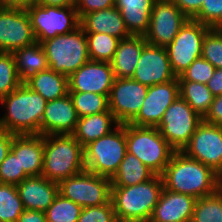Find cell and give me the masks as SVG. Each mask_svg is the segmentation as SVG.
Here are the masks:
<instances>
[{"label":"cell","instance_id":"obj_1","mask_svg":"<svg viewBox=\"0 0 222 222\" xmlns=\"http://www.w3.org/2000/svg\"><path fill=\"white\" fill-rule=\"evenodd\" d=\"M161 177L164 189L196 199L214 194L221 187L216 172L182 151L173 153Z\"/></svg>","mask_w":222,"mask_h":222},{"label":"cell","instance_id":"obj_2","mask_svg":"<svg viewBox=\"0 0 222 222\" xmlns=\"http://www.w3.org/2000/svg\"><path fill=\"white\" fill-rule=\"evenodd\" d=\"M47 101L39 93L21 84L0 100L4 108L0 128L15 135L40 134L41 121Z\"/></svg>","mask_w":222,"mask_h":222},{"label":"cell","instance_id":"obj_3","mask_svg":"<svg viewBox=\"0 0 222 222\" xmlns=\"http://www.w3.org/2000/svg\"><path fill=\"white\" fill-rule=\"evenodd\" d=\"M163 188L161 175L133 186H111V200L117 221H150Z\"/></svg>","mask_w":222,"mask_h":222},{"label":"cell","instance_id":"obj_4","mask_svg":"<svg viewBox=\"0 0 222 222\" xmlns=\"http://www.w3.org/2000/svg\"><path fill=\"white\" fill-rule=\"evenodd\" d=\"M84 147L72 134L44 135L42 175L60 183L85 171Z\"/></svg>","mask_w":222,"mask_h":222},{"label":"cell","instance_id":"obj_5","mask_svg":"<svg viewBox=\"0 0 222 222\" xmlns=\"http://www.w3.org/2000/svg\"><path fill=\"white\" fill-rule=\"evenodd\" d=\"M52 71L70 76L87 61V38L81 26L64 35H57L41 43Z\"/></svg>","mask_w":222,"mask_h":222},{"label":"cell","instance_id":"obj_6","mask_svg":"<svg viewBox=\"0 0 222 222\" xmlns=\"http://www.w3.org/2000/svg\"><path fill=\"white\" fill-rule=\"evenodd\" d=\"M127 152L135 155L156 175H161L175 150L156 127L126 123Z\"/></svg>","mask_w":222,"mask_h":222},{"label":"cell","instance_id":"obj_7","mask_svg":"<svg viewBox=\"0 0 222 222\" xmlns=\"http://www.w3.org/2000/svg\"><path fill=\"white\" fill-rule=\"evenodd\" d=\"M126 153V124H119L109 134L84 147L85 168L91 173L111 179Z\"/></svg>","mask_w":222,"mask_h":222},{"label":"cell","instance_id":"obj_8","mask_svg":"<svg viewBox=\"0 0 222 222\" xmlns=\"http://www.w3.org/2000/svg\"><path fill=\"white\" fill-rule=\"evenodd\" d=\"M26 11L38 43L72 32L80 26V18L75 6L34 4Z\"/></svg>","mask_w":222,"mask_h":222},{"label":"cell","instance_id":"obj_9","mask_svg":"<svg viewBox=\"0 0 222 222\" xmlns=\"http://www.w3.org/2000/svg\"><path fill=\"white\" fill-rule=\"evenodd\" d=\"M202 121L203 118L179 95L156 128L175 151H182Z\"/></svg>","mask_w":222,"mask_h":222},{"label":"cell","instance_id":"obj_10","mask_svg":"<svg viewBox=\"0 0 222 222\" xmlns=\"http://www.w3.org/2000/svg\"><path fill=\"white\" fill-rule=\"evenodd\" d=\"M59 193L83 208L101 206L111 200V179L85 170L62 180Z\"/></svg>","mask_w":222,"mask_h":222},{"label":"cell","instance_id":"obj_11","mask_svg":"<svg viewBox=\"0 0 222 222\" xmlns=\"http://www.w3.org/2000/svg\"><path fill=\"white\" fill-rule=\"evenodd\" d=\"M211 27L188 19L174 40L166 47L173 73L179 77L190 64L201 57L203 39Z\"/></svg>","mask_w":222,"mask_h":222},{"label":"cell","instance_id":"obj_12","mask_svg":"<svg viewBox=\"0 0 222 222\" xmlns=\"http://www.w3.org/2000/svg\"><path fill=\"white\" fill-rule=\"evenodd\" d=\"M189 18L170 0H156L144 35L148 44L167 47Z\"/></svg>","mask_w":222,"mask_h":222},{"label":"cell","instance_id":"obj_13","mask_svg":"<svg viewBox=\"0 0 222 222\" xmlns=\"http://www.w3.org/2000/svg\"><path fill=\"white\" fill-rule=\"evenodd\" d=\"M182 152L220 175L222 173V126L202 121Z\"/></svg>","mask_w":222,"mask_h":222},{"label":"cell","instance_id":"obj_14","mask_svg":"<svg viewBox=\"0 0 222 222\" xmlns=\"http://www.w3.org/2000/svg\"><path fill=\"white\" fill-rule=\"evenodd\" d=\"M147 91L148 86L131 78H115L108 100L119 124L130 123L138 115Z\"/></svg>","mask_w":222,"mask_h":222},{"label":"cell","instance_id":"obj_15","mask_svg":"<svg viewBox=\"0 0 222 222\" xmlns=\"http://www.w3.org/2000/svg\"><path fill=\"white\" fill-rule=\"evenodd\" d=\"M36 42L27 11L2 7L0 10V52L14 53Z\"/></svg>","mask_w":222,"mask_h":222},{"label":"cell","instance_id":"obj_16","mask_svg":"<svg viewBox=\"0 0 222 222\" xmlns=\"http://www.w3.org/2000/svg\"><path fill=\"white\" fill-rule=\"evenodd\" d=\"M179 95L178 78L166 83L148 86L141 109L130 124L139 127H157L167 108Z\"/></svg>","mask_w":222,"mask_h":222},{"label":"cell","instance_id":"obj_17","mask_svg":"<svg viewBox=\"0 0 222 222\" xmlns=\"http://www.w3.org/2000/svg\"><path fill=\"white\" fill-rule=\"evenodd\" d=\"M166 47L147 44L140 55L137 67L131 79L153 86L175 80Z\"/></svg>","mask_w":222,"mask_h":222},{"label":"cell","instance_id":"obj_18","mask_svg":"<svg viewBox=\"0 0 222 222\" xmlns=\"http://www.w3.org/2000/svg\"><path fill=\"white\" fill-rule=\"evenodd\" d=\"M114 80L111 63L89 60L68 77L69 92L109 95Z\"/></svg>","mask_w":222,"mask_h":222},{"label":"cell","instance_id":"obj_19","mask_svg":"<svg viewBox=\"0 0 222 222\" xmlns=\"http://www.w3.org/2000/svg\"><path fill=\"white\" fill-rule=\"evenodd\" d=\"M78 115L69 94L47 101L41 121V135L73 134Z\"/></svg>","mask_w":222,"mask_h":222},{"label":"cell","instance_id":"obj_20","mask_svg":"<svg viewBox=\"0 0 222 222\" xmlns=\"http://www.w3.org/2000/svg\"><path fill=\"white\" fill-rule=\"evenodd\" d=\"M195 202L191 195L163 188L150 222H190Z\"/></svg>","mask_w":222,"mask_h":222},{"label":"cell","instance_id":"obj_21","mask_svg":"<svg viewBox=\"0 0 222 222\" xmlns=\"http://www.w3.org/2000/svg\"><path fill=\"white\" fill-rule=\"evenodd\" d=\"M24 208L45 212L59 193V184L43 175L30 176L17 185Z\"/></svg>","mask_w":222,"mask_h":222},{"label":"cell","instance_id":"obj_22","mask_svg":"<svg viewBox=\"0 0 222 222\" xmlns=\"http://www.w3.org/2000/svg\"><path fill=\"white\" fill-rule=\"evenodd\" d=\"M10 150L18 156L20 170H24L29 177L42 175L44 135L14 134Z\"/></svg>","mask_w":222,"mask_h":222},{"label":"cell","instance_id":"obj_23","mask_svg":"<svg viewBox=\"0 0 222 222\" xmlns=\"http://www.w3.org/2000/svg\"><path fill=\"white\" fill-rule=\"evenodd\" d=\"M85 33H104L124 39L130 36L120 11L114 6L85 14L80 19Z\"/></svg>","mask_w":222,"mask_h":222},{"label":"cell","instance_id":"obj_24","mask_svg":"<svg viewBox=\"0 0 222 222\" xmlns=\"http://www.w3.org/2000/svg\"><path fill=\"white\" fill-rule=\"evenodd\" d=\"M144 36L130 35L121 39L111 61L115 78H131L143 48L147 45Z\"/></svg>","mask_w":222,"mask_h":222},{"label":"cell","instance_id":"obj_25","mask_svg":"<svg viewBox=\"0 0 222 222\" xmlns=\"http://www.w3.org/2000/svg\"><path fill=\"white\" fill-rule=\"evenodd\" d=\"M156 0H115L130 35L144 36L149 28L152 7Z\"/></svg>","mask_w":222,"mask_h":222},{"label":"cell","instance_id":"obj_26","mask_svg":"<svg viewBox=\"0 0 222 222\" xmlns=\"http://www.w3.org/2000/svg\"><path fill=\"white\" fill-rule=\"evenodd\" d=\"M118 125L113 113L108 110L79 118L72 135L85 147L90 142L109 134Z\"/></svg>","mask_w":222,"mask_h":222},{"label":"cell","instance_id":"obj_27","mask_svg":"<svg viewBox=\"0 0 222 222\" xmlns=\"http://www.w3.org/2000/svg\"><path fill=\"white\" fill-rule=\"evenodd\" d=\"M32 91L39 93L46 101L60 99L69 94L68 76L50 68L38 72L25 83Z\"/></svg>","mask_w":222,"mask_h":222},{"label":"cell","instance_id":"obj_28","mask_svg":"<svg viewBox=\"0 0 222 222\" xmlns=\"http://www.w3.org/2000/svg\"><path fill=\"white\" fill-rule=\"evenodd\" d=\"M13 54L22 84H25L38 72L49 68L46 54L41 43L36 42L33 45L23 47Z\"/></svg>","mask_w":222,"mask_h":222},{"label":"cell","instance_id":"obj_29","mask_svg":"<svg viewBox=\"0 0 222 222\" xmlns=\"http://www.w3.org/2000/svg\"><path fill=\"white\" fill-rule=\"evenodd\" d=\"M156 174L135 155L126 153L118 171L111 178V186H133L152 179Z\"/></svg>","mask_w":222,"mask_h":222},{"label":"cell","instance_id":"obj_30","mask_svg":"<svg viewBox=\"0 0 222 222\" xmlns=\"http://www.w3.org/2000/svg\"><path fill=\"white\" fill-rule=\"evenodd\" d=\"M178 81L180 96L203 118L209 111L214 99L207 84L188 80Z\"/></svg>","mask_w":222,"mask_h":222},{"label":"cell","instance_id":"obj_31","mask_svg":"<svg viewBox=\"0 0 222 222\" xmlns=\"http://www.w3.org/2000/svg\"><path fill=\"white\" fill-rule=\"evenodd\" d=\"M85 35L90 60L111 63L120 39L104 33H85Z\"/></svg>","mask_w":222,"mask_h":222},{"label":"cell","instance_id":"obj_32","mask_svg":"<svg viewBox=\"0 0 222 222\" xmlns=\"http://www.w3.org/2000/svg\"><path fill=\"white\" fill-rule=\"evenodd\" d=\"M190 222H222V186L214 194L196 199Z\"/></svg>","mask_w":222,"mask_h":222},{"label":"cell","instance_id":"obj_33","mask_svg":"<svg viewBox=\"0 0 222 222\" xmlns=\"http://www.w3.org/2000/svg\"><path fill=\"white\" fill-rule=\"evenodd\" d=\"M24 210L17 186L0 183V222H16Z\"/></svg>","mask_w":222,"mask_h":222},{"label":"cell","instance_id":"obj_34","mask_svg":"<svg viewBox=\"0 0 222 222\" xmlns=\"http://www.w3.org/2000/svg\"><path fill=\"white\" fill-rule=\"evenodd\" d=\"M79 118L109 110V95L93 92H69Z\"/></svg>","mask_w":222,"mask_h":222},{"label":"cell","instance_id":"obj_35","mask_svg":"<svg viewBox=\"0 0 222 222\" xmlns=\"http://www.w3.org/2000/svg\"><path fill=\"white\" fill-rule=\"evenodd\" d=\"M83 207L58 193L45 211L47 222H78Z\"/></svg>","mask_w":222,"mask_h":222},{"label":"cell","instance_id":"obj_36","mask_svg":"<svg viewBox=\"0 0 222 222\" xmlns=\"http://www.w3.org/2000/svg\"><path fill=\"white\" fill-rule=\"evenodd\" d=\"M21 84L14 54L0 52V100Z\"/></svg>","mask_w":222,"mask_h":222},{"label":"cell","instance_id":"obj_37","mask_svg":"<svg viewBox=\"0 0 222 222\" xmlns=\"http://www.w3.org/2000/svg\"><path fill=\"white\" fill-rule=\"evenodd\" d=\"M201 57L209 61L215 69L222 68V33L211 28L205 35Z\"/></svg>","mask_w":222,"mask_h":222},{"label":"cell","instance_id":"obj_38","mask_svg":"<svg viewBox=\"0 0 222 222\" xmlns=\"http://www.w3.org/2000/svg\"><path fill=\"white\" fill-rule=\"evenodd\" d=\"M29 177L24 170H20L18 156L11 150L0 164V183L18 185L23 179Z\"/></svg>","mask_w":222,"mask_h":222},{"label":"cell","instance_id":"obj_39","mask_svg":"<svg viewBox=\"0 0 222 222\" xmlns=\"http://www.w3.org/2000/svg\"><path fill=\"white\" fill-rule=\"evenodd\" d=\"M215 67L206 59L200 57L194 60L190 66L179 76L178 80H188L207 84L213 76Z\"/></svg>","mask_w":222,"mask_h":222},{"label":"cell","instance_id":"obj_40","mask_svg":"<svg viewBox=\"0 0 222 222\" xmlns=\"http://www.w3.org/2000/svg\"><path fill=\"white\" fill-rule=\"evenodd\" d=\"M193 20L211 28H217L222 22V0H204Z\"/></svg>","mask_w":222,"mask_h":222},{"label":"cell","instance_id":"obj_41","mask_svg":"<svg viewBox=\"0 0 222 222\" xmlns=\"http://www.w3.org/2000/svg\"><path fill=\"white\" fill-rule=\"evenodd\" d=\"M78 222H117L112 200L101 206L83 208Z\"/></svg>","mask_w":222,"mask_h":222},{"label":"cell","instance_id":"obj_42","mask_svg":"<svg viewBox=\"0 0 222 222\" xmlns=\"http://www.w3.org/2000/svg\"><path fill=\"white\" fill-rule=\"evenodd\" d=\"M114 6L115 0H75V8L80 19L87 13Z\"/></svg>","mask_w":222,"mask_h":222},{"label":"cell","instance_id":"obj_43","mask_svg":"<svg viewBox=\"0 0 222 222\" xmlns=\"http://www.w3.org/2000/svg\"><path fill=\"white\" fill-rule=\"evenodd\" d=\"M203 121L222 126V95L214 97L209 111L203 117Z\"/></svg>","mask_w":222,"mask_h":222},{"label":"cell","instance_id":"obj_44","mask_svg":"<svg viewBox=\"0 0 222 222\" xmlns=\"http://www.w3.org/2000/svg\"><path fill=\"white\" fill-rule=\"evenodd\" d=\"M189 18L193 19L200 11L204 0H170Z\"/></svg>","mask_w":222,"mask_h":222},{"label":"cell","instance_id":"obj_45","mask_svg":"<svg viewBox=\"0 0 222 222\" xmlns=\"http://www.w3.org/2000/svg\"><path fill=\"white\" fill-rule=\"evenodd\" d=\"M13 133L0 128V164L6 158L13 141Z\"/></svg>","mask_w":222,"mask_h":222},{"label":"cell","instance_id":"obj_46","mask_svg":"<svg viewBox=\"0 0 222 222\" xmlns=\"http://www.w3.org/2000/svg\"><path fill=\"white\" fill-rule=\"evenodd\" d=\"M207 87L214 97L222 95V68L214 70L213 76L207 83Z\"/></svg>","mask_w":222,"mask_h":222},{"label":"cell","instance_id":"obj_47","mask_svg":"<svg viewBox=\"0 0 222 222\" xmlns=\"http://www.w3.org/2000/svg\"><path fill=\"white\" fill-rule=\"evenodd\" d=\"M16 222H47L43 211L25 209Z\"/></svg>","mask_w":222,"mask_h":222},{"label":"cell","instance_id":"obj_48","mask_svg":"<svg viewBox=\"0 0 222 222\" xmlns=\"http://www.w3.org/2000/svg\"><path fill=\"white\" fill-rule=\"evenodd\" d=\"M0 4L4 8H17L28 9L34 4H37V0H0Z\"/></svg>","mask_w":222,"mask_h":222},{"label":"cell","instance_id":"obj_49","mask_svg":"<svg viewBox=\"0 0 222 222\" xmlns=\"http://www.w3.org/2000/svg\"><path fill=\"white\" fill-rule=\"evenodd\" d=\"M37 4L58 7L75 6V0H37Z\"/></svg>","mask_w":222,"mask_h":222},{"label":"cell","instance_id":"obj_50","mask_svg":"<svg viewBox=\"0 0 222 222\" xmlns=\"http://www.w3.org/2000/svg\"><path fill=\"white\" fill-rule=\"evenodd\" d=\"M217 29L222 33V22H221L220 25L217 27Z\"/></svg>","mask_w":222,"mask_h":222},{"label":"cell","instance_id":"obj_51","mask_svg":"<svg viewBox=\"0 0 222 222\" xmlns=\"http://www.w3.org/2000/svg\"><path fill=\"white\" fill-rule=\"evenodd\" d=\"M219 182H220V185L222 186V173L219 175Z\"/></svg>","mask_w":222,"mask_h":222}]
</instances>
